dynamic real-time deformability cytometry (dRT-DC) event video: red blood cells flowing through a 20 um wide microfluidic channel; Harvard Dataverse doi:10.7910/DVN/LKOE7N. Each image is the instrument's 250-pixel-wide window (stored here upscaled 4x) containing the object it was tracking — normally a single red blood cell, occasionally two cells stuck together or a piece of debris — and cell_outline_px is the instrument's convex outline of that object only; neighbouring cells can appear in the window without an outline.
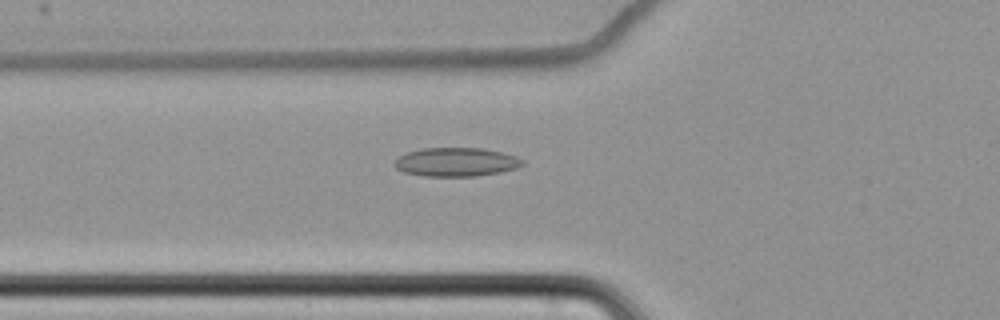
{"species": "common noctule bat (a hibernating species)", "species_latin": "Nyctalus noctula", "temperature_condition": "cold", "stored_images_in_passage": 51, "camera_frame_rate_fps": 3000, "um_per_image_px": 0.085, "animal": {"sex": "female", "body_mass_g": 22.7, "forearm_length_mm": 54.2}, "frame": {"image": 1, "passage_image": 18, "time_ms": 5.667, "image_size_px": [1000, 320], "cell_outline_px": [[524, 164], [516, 168], [500, 172], [476, 176], [424, 176], [404, 172], [396, 168], [392, 164], [400, 156], [408, 152], [420, 148], [484, 148], [516, 156], [524, 160]], "centroid_in_image_um": [38.77, 13.77], "position_along_channel_um": 87.0, "area_um2": 21.44}}
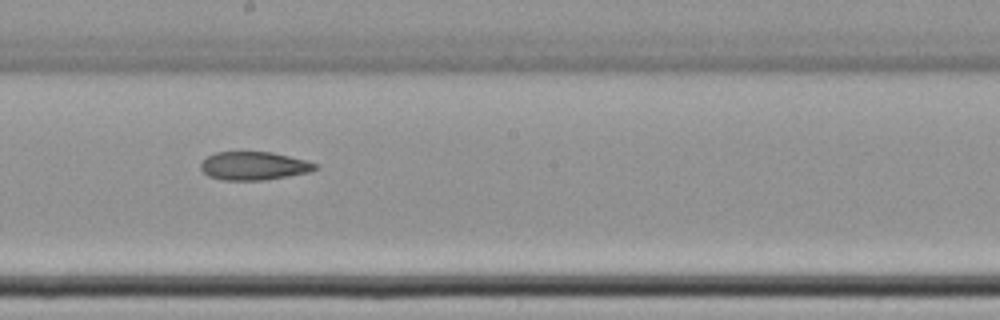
{"frame": {"image": 2, "passage_image": 30, "time_ms": 9.667, "image_size_px": [1000, 320], "cell_outline_px": [[320, 168], [308, 172], [288, 176], [264, 180], [224, 180], [208, 176], [200, 168], [200, 164], [208, 156], [216, 152], [272, 152], [320, 164]], "centroid_in_image_um": [21.6, 14.1], "position_along_channel_um": 226.6, "area_um2": 18.84}}
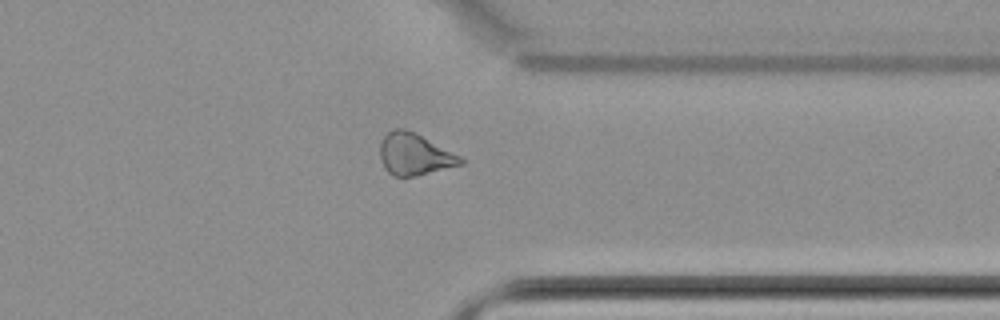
{"frame": {"image": 3, "passage_image": 43, "time_ms": 14.0, "image_size_px": [1000, 320], "cell_outline_px": [[464, 164], [416, 176], [392, 176], [384, 168], [380, 160], [380, 140], [392, 128], [404, 128], [416, 132], [460, 156], [464, 160]], "centroid_in_image_um": [35.21, 13.11], "position_along_channel_um": 376.2, "area_um2": 19.83}}